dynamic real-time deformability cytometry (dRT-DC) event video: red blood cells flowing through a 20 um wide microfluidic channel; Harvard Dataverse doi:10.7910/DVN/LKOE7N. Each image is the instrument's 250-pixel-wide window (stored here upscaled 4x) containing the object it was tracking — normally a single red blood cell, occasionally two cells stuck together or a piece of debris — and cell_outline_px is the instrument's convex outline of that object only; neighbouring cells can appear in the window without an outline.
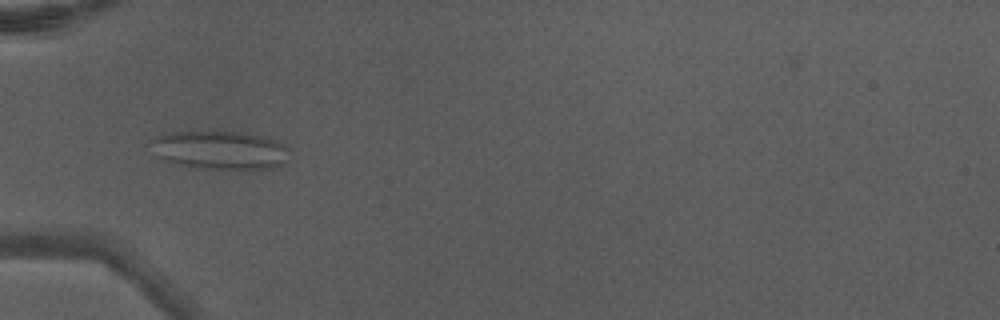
{"species": "Egyptian fruit bat (a non-hibernating species)", "species_latin": "Rousettus aegyptiacus", "temperature_condition": "warm", "stored_images_in_passage": 5, "camera_frame_rate_fps": 3000, "um_per_image_px": 0.085, "animal": {"sex": "male"}, "frame": {"image": 1, "passage_image": 4, "time_ms": 1.0, "image_size_px": [1000, 320], "cell_outline_px": [[288, 148], [284, 164], [272, 168], [244, 172], [204, 168], [180, 164], [168, 160], [160, 156], [152, 144], [152, 140], [156, 136], [176, 132], [208, 128], [244, 132], [268, 136], [284, 144]], "centroid_in_image_um": [18.82, 12.73], "position_along_channel_um": 66.2, "area_um2": 32.19}}